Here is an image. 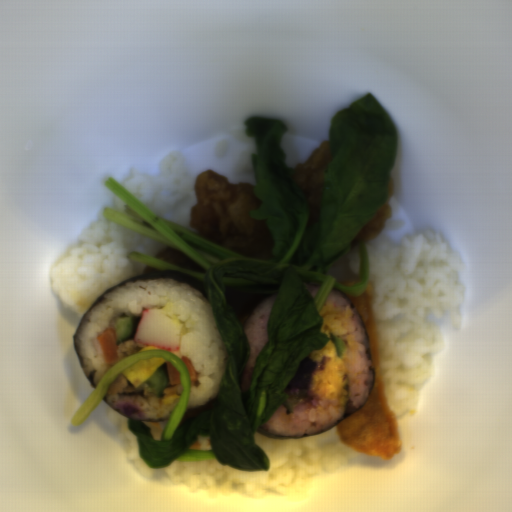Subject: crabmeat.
<instances>
[{"label":"crabmeat","instance_id":"obj_1","mask_svg":"<svg viewBox=\"0 0 512 512\" xmlns=\"http://www.w3.org/2000/svg\"><path fill=\"white\" fill-rule=\"evenodd\" d=\"M186 323L170 319L160 308L142 311L136 325L133 341L167 350H181Z\"/></svg>","mask_w":512,"mask_h":512}]
</instances>
